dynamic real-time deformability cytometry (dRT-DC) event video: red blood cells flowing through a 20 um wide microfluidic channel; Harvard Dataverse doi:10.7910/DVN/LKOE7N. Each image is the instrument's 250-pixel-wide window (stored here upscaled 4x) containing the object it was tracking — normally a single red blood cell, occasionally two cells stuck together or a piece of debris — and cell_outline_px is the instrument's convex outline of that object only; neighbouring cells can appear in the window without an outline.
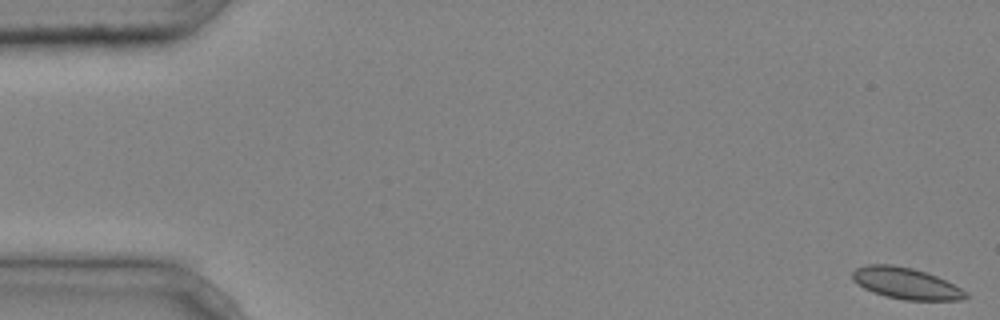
{"species": "common noctule bat (a hibernating species)", "species_latin": "Nyctalus noctula", "temperature_condition": "cold", "stored_images_in_passage": 6, "camera_frame_rate_fps": 3000, "um_per_image_px": 0.085, "animal": {"sex": "male", "body_mass_g": 20.4}, "frame": {"image": 1, "passage_image": 1, "time_ms": 0.0, "image_size_px": [1000, 320], "cell_outline_px": [[968, 296], [964, 300], [904, 300], [884, 296], [872, 292], [864, 288], [852, 280], [852, 272], [856, 268], [868, 264], [892, 264], [912, 268], [936, 276], [960, 288]], "centroid_in_image_um": [76.95, 24.09], "position_along_channel_um": 8.0, "area_um2": 20.58}}
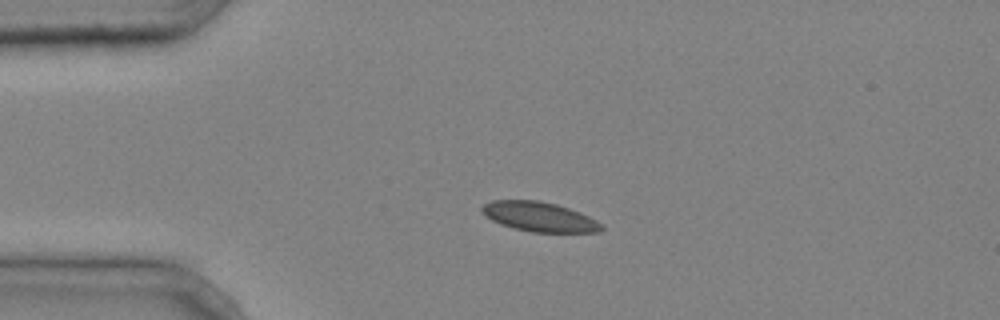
{"frame": {"image": 2, "passage_image": 4, "time_ms": 1.0, "image_size_px": [1000, 320], "cell_outline_px": [[604, 228], [600, 232], [532, 232], [512, 228], [500, 224], [484, 216], [480, 208], [484, 204], [492, 200], [540, 200], [556, 204], [580, 212], [604, 224]], "centroid_in_image_um": [45.84, 18.42], "position_along_channel_um": 39.2, "area_um2": 20.81}}